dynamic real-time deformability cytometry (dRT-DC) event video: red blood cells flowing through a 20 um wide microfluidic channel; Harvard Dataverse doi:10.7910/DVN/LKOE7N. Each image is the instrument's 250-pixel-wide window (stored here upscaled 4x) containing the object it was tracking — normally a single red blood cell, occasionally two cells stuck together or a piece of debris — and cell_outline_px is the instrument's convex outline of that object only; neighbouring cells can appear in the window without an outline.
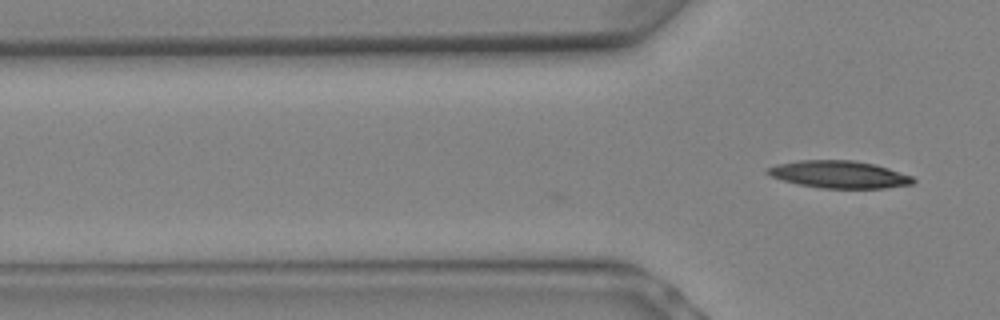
{"species": "Egyptian fruit bat (a non-hibernating species)", "species_latin": "Rousettus aegyptiacus", "temperature_condition": "warm", "stored_images_in_passage": 3, "camera_frame_rate_fps": 3000, "um_per_image_px": 0.085, "animal": {"sex": "female"}, "frame": {"image": 1, "passage_image": 3, "time_ms": 0.667, "image_size_px": [1000, 320], "cell_outline_px": [[916, 180], [912, 184], [884, 188], [820, 188], [796, 184], [772, 176], [764, 172], [768, 168], [776, 164], [800, 160], [852, 160], [876, 164], [912, 176]], "centroid_in_image_um": [71.33, 14.82], "position_along_channel_um": 54.5, "area_um2": 23.18}}